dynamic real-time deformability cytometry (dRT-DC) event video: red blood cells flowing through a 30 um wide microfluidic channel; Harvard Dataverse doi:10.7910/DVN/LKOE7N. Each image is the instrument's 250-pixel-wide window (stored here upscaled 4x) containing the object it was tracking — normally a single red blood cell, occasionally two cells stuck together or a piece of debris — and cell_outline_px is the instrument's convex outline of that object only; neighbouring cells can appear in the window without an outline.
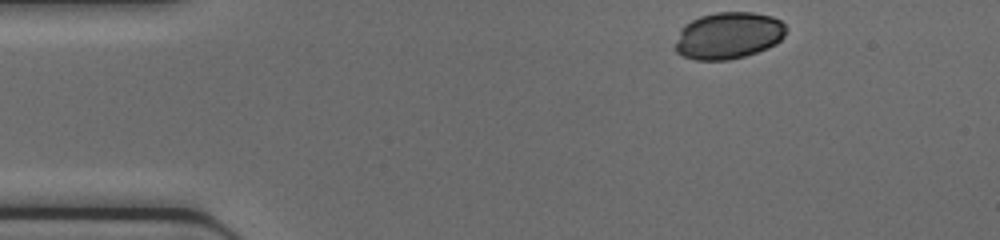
{"species": "common noctule bat (a hibernating species)", "species_latin": "Nyctalus noctula", "temperature_condition": "cold", "stored_images_in_passage": 40, "camera_frame_rate_fps": 3000, "um_per_image_px": 0.085, "animal": {"sex": "female", "body_mass_g": 17.0, "forearm_length_mm": 48.0}, "frame": {"image": 1, "passage_image": 1, "time_ms": 0.0, "image_size_px": [1000, 240], "cell_outline_px": [[788, 28], [784, 36], [776, 44], [768, 48], [744, 56], [728, 60], [696, 60], [684, 56], [676, 52], [676, 40], [680, 28], [684, 24], [700, 16], [716, 12], [752, 12], [772, 16], [780, 20]], "centroid_in_image_um": [61.92, 3.01], "position_along_channel_um": 23.1, "area_um2": 30.4}}
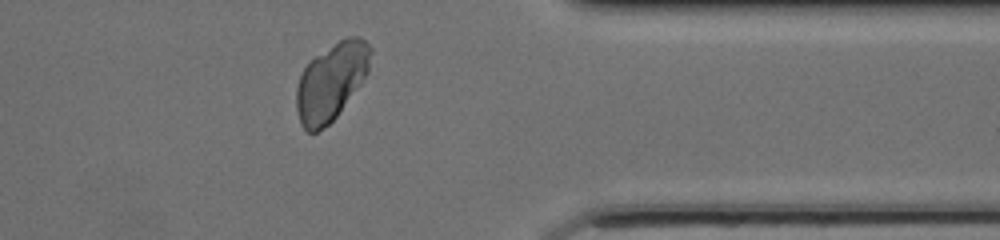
{"frame": {"image": 2, "passage_image": 31, "time_ms": 10.0, "image_size_px": [1000, 240], "cell_outline_px": [[372, 52], [368, 72], [360, 84], [336, 116], [328, 124], [316, 132], [308, 132], [300, 124], [296, 108], [296, 88], [300, 76], [304, 68], [316, 56], [340, 40], [348, 36], [360, 36], [372, 48]], "centroid_in_image_um": [28.15, 6.94], "position_along_channel_um": 383.2, "area_um2": 32.95}}
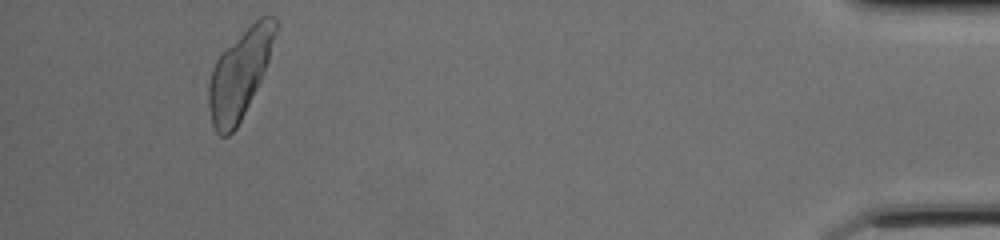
{"frame": {"image": 3, "passage_image": 37, "time_ms": 12.0, "image_size_px": [1000, 240], "cell_outline_px": [[276, 32], [268, 60], [260, 80], [236, 128], [228, 136], [220, 136], [216, 132], [212, 124], [208, 104], [208, 84], [212, 68], [216, 60], [260, 16], [276, 16]], "centroid_in_image_um": [20.35, 6.34], "position_along_channel_um": 414.9, "area_um2": 33.12}}